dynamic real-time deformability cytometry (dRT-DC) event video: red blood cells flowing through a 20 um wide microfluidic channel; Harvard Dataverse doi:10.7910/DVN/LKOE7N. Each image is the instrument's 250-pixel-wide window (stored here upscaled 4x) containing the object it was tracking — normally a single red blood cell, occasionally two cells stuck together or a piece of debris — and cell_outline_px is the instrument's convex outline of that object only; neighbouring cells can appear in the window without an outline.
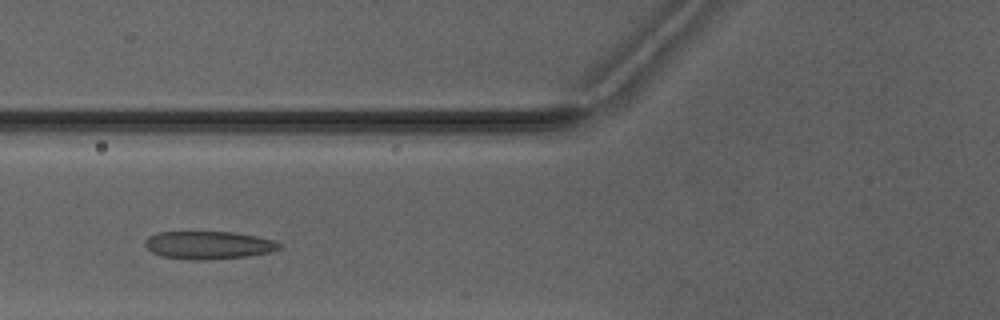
{"species": "Egyptian fruit bat (a non-hibernating species)", "species_latin": "Rousettus aegyptiacus", "temperature_condition": "warm", "stored_images_in_passage": 8, "camera_frame_rate_fps": 3000, "um_per_image_px": 0.085, "animal": {"sex": "male"}, "frame": {"image": 1, "passage_image": 8, "time_ms": 9.0, "image_size_px": [1000, 320], "cell_outline_px": [[280, 248], [268, 252], [248, 256], [200, 260], [192, 260], [160, 256], [152, 252], [144, 244], [144, 240], [148, 236], [156, 232], [232, 232], [256, 236], [276, 240], [280, 244]], "centroid_in_image_um": [17.68, 20.83], "position_along_channel_um": 108.1, "area_um2": 21.79}}